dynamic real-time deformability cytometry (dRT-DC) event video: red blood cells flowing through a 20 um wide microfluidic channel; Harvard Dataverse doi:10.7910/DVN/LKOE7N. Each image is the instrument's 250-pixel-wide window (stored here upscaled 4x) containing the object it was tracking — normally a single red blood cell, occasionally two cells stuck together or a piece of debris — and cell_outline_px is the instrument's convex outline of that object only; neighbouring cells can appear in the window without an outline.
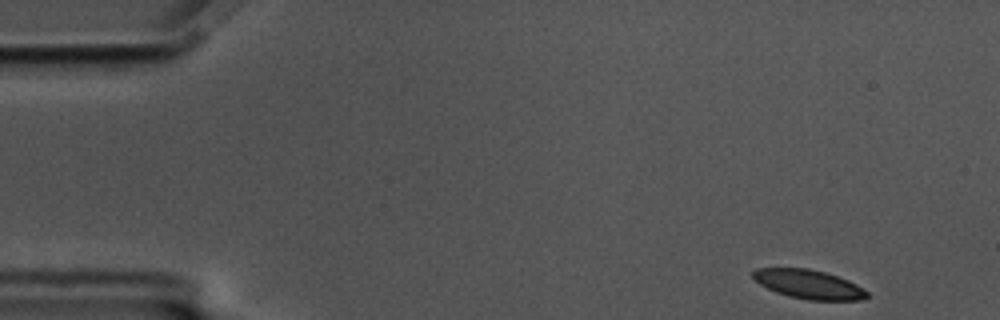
{"species": "common noctule bat (a hibernating species)", "species_latin": "Nyctalus noctula", "temperature_condition": "cold", "stored_images_in_passage": 12, "camera_frame_rate_fps": 3000, "um_per_image_px": 0.085, "animal": {"sex": "male", "body_mass_g": 17.5, "forearm_length_mm": 52.3}, "frame": {"image": 1, "passage_image": 1, "time_ms": 0.0, "image_size_px": [1000, 320], "cell_outline_px": [[872, 296], [860, 300], [808, 300], [788, 296], [776, 292], [760, 284], [752, 276], [752, 272], [756, 268], [808, 268], [824, 272], [848, 280], [856, 284], [868, 292]], "centroid_in_image_um": [68.76, 24.17], "position_along_channel_um": 16.2, "area_um2": 19.25}}